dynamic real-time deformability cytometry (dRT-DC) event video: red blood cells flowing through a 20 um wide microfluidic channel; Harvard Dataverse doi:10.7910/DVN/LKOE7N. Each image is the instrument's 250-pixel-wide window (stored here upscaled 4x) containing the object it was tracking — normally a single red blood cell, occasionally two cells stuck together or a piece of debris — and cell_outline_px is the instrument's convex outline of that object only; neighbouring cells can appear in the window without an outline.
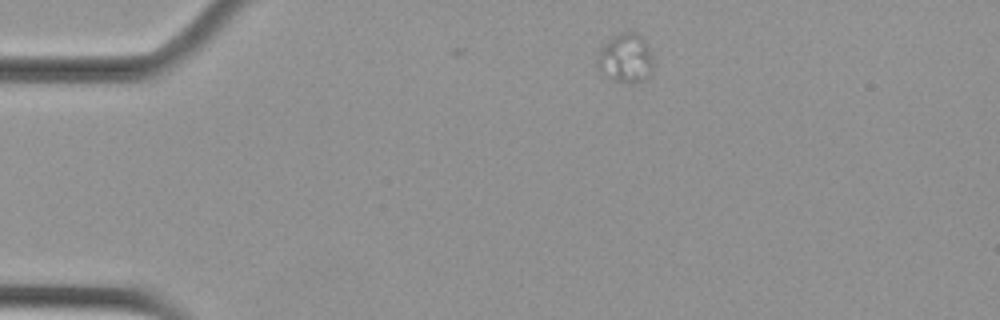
{"species": "Egyptian fruit bat (a non-hibernating species)", "species_latin": "Rousettus aegyptiacus", "temperature_condition": "cold", "stored_images_in_passage": 3, "camera_frame_rate_fps": 3000, "um_per_image_px": 0.085, "animal": {"sex": "female"}, "frame": {"image": 1, "passage_image": 3, "time_ms": 0.667, "image_size_px": [1000, 320], "cell_outline_px": [[652, 72], [644, 80], [628, 84], [624, 84], [612, 80], [604, 76], [600, 72], [596, 64], [600, 52], [604, 44], [612, 36], [620, 32], [636, 32], [644, 36], [648, 44], [652, 60]], "centroid_in_image_um": [53.18, 4.96], "position_along_channel_um": 31.8, "area_um2": 16.36}}